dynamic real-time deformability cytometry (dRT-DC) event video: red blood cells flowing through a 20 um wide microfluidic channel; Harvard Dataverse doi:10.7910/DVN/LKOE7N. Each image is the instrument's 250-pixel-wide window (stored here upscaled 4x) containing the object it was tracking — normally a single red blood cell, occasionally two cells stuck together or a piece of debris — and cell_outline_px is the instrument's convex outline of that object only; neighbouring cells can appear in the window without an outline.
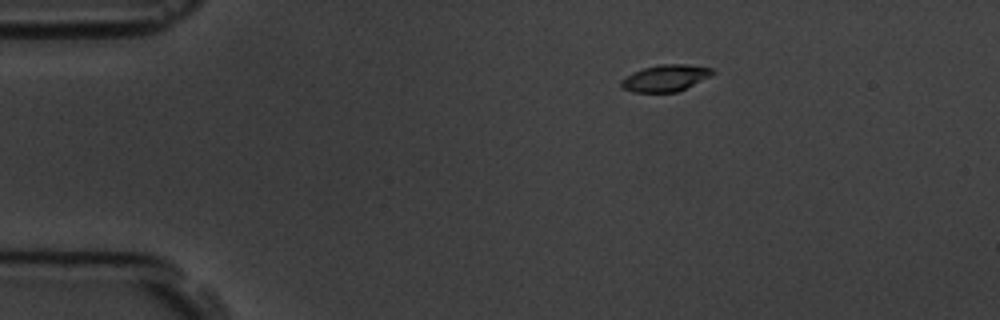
{"species": "common noctule bat (a hibernating species)", "species_latin": "Nyctalus noctula", "temperature_condition": "room temperature", "stored_images_in_passage": 3, "camera_frame_rate_fps": 3000, "um_per_image_px": 0.085, "animal": {"sex": "male", "body_mass_g": 19.5, "forearm_length_mm": 54.6}, "frame": {"image": 1, "passage_image": 1, "time_ms": 0.0, "image_size_px": [1000, 320], "cell_outline_px": [[716, 72], [712, 76], [676, 92], [632, 92], [620, 88], [620, 80], [632, 72], [644, 68], [660, 64], [684, 64], [712, 68]], "centroid_in_image_um": [56.54, 6.64], "position_along_channel_um": 28.5, "area_um2": 14.28}}